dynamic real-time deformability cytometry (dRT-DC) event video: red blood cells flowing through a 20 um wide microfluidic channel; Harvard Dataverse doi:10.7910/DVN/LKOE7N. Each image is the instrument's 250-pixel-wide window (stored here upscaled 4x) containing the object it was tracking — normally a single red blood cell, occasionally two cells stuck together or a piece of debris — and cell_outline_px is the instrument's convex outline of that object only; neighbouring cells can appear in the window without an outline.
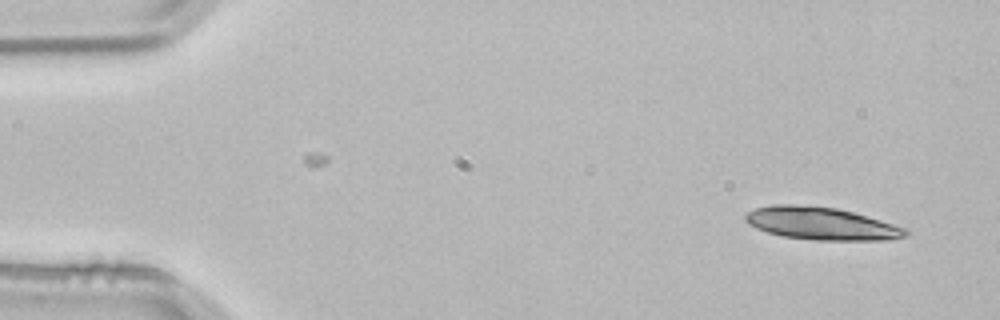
{"species": "common noctule bat (a hibernating species)", "species_latin": "Nyctalus noctula", "temperature_condition": "room temperature", "stored_images_in_passage": 4, "camera_frame_rate_fps": 3000, "um_per_image_px": 0.085, "animal": {"sex": "male", "body_mass_g": 21.5, "forearm_length_mm": 52.0}, "frame": {"image": 1, "passage_image": 4, "time_ms": 1.0, "image_size_px": [1000, 320], "cell_outline_px": [[908, 236], [888, 240], [816, 240], [784, 236], [768, 232], [756, 228], [748, 224], [744, 220], [744, 216], [748, 212], [756, 208], [772, 204], [796, 204], [836, 208], [852, 212], [908, 228]], "centroid_in_image_um": [69.81, 19.0], "position_along_channel_um": 15.2, "area_um2": 30.4}}